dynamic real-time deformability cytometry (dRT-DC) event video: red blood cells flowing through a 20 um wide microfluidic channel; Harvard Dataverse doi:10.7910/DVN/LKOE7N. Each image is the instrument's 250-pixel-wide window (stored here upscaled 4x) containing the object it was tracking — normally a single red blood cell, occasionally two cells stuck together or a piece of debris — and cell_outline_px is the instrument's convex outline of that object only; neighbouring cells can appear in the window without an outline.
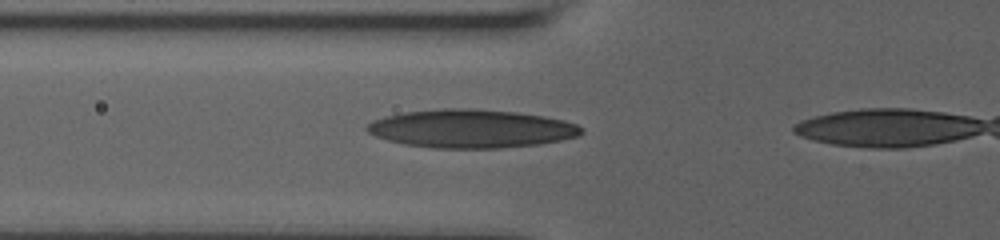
{"species": "human", "species_latin": "Homo sapiens", "temperature_condition": "room temperature", "stored_images_in_passage": 4, "camera_frame_rate_fps": 3000, "um_per_image_px": 0.085, "donor": {"sex": "male"}, "frame": {"image": 1, "passage_image": 3, "time_ms": 1.333, "image_size_px": [1000, 240], "cell_outline_px": [[584, 132], [580, 136], [560, 140], [536, 144], [500, 148], [436, 148], [404, 144], [388, 140], [376, 136], [368, 132], [364, 128], [372, 120], [384, 116], [404, 112], [440, 108], [472, 108], [516, 112], [544, 116], [564, 120], [576, 124], [584, 128]], "centroid_in_image_um": [40.05, 10.93], "position_along_channel_um": 85.7, "area_um2": 48.09}}